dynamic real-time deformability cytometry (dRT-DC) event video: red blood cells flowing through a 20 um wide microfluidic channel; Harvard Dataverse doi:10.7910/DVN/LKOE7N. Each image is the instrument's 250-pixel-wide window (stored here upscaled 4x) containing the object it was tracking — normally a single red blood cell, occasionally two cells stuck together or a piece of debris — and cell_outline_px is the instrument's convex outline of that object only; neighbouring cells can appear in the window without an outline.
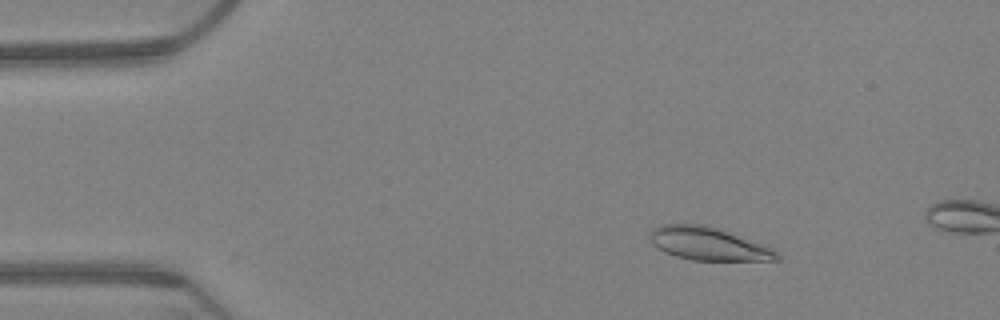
{"species": "Egyptian fruit bat (a non-hibernating species)", "species_latin": "Rousettus aegyptiacus", "temperature_condition": "warm", "stored_images_in_passage": 17, "camera_frame_rate_fps": 3000, "um_per_image_px": 0.085, "animal": {"sex": "female"}, "frame": {"image": 1, "passage_image": 10, "time_ms": 3.0, "image_size_px": [1000, 320], "cell_outline_px": [[780, 260], [692, 260], [676, 256], [664, 252], [652, 244], [648, 240], [648, 232], [652, 228], [660, 224], [704, 224], [764, 244], [772, 248], [780, 256]], "centroid_in_image_um": [60.14, 20.71], "position_along_channel_um": 24.9, "area_um2": 24.51}}